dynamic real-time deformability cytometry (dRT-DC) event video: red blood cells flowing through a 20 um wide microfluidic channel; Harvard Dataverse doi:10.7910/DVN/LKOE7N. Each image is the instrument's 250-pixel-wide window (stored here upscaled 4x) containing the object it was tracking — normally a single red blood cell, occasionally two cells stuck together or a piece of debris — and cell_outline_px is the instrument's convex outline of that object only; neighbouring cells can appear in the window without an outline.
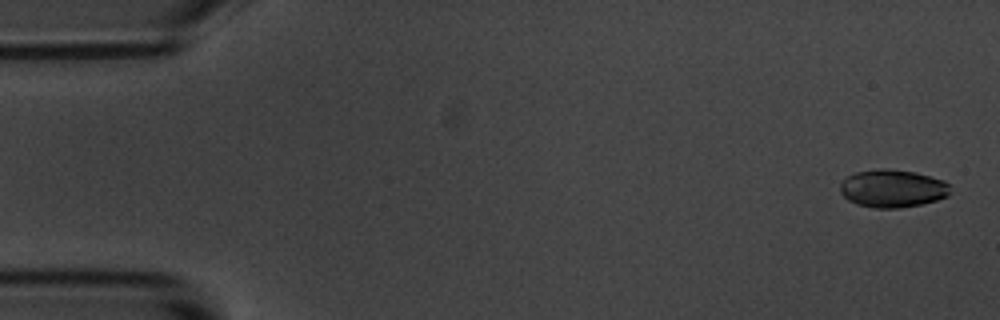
{"species": "common noctule bat (a hibernating species)", "species_latin": "Nyctalus noctula", "temperature_condition": "room temperature", "stored_images_in_passage": 3, "camera_frame_rate_fps": 3000, "um_per_image_px": 0.085, "animal": {"sex": "male", "body_mass_g": 20.1, "forearm_length_mm": 53.5}, "frame": {"image": 1, "passage_image": 1, "time_ms": 0.0, "image_size_px": [1000, 320], "cell_outline_px": [[948, 196], [936, 200], [920, 204], [900, 208], [876, 208], [856, 204], [848, 200], [840, 192], [840, 180], [856, 172], [880, 168], [884, 168], [912, 172], [944, 180], [948, 184]], "centroid_in_image_um": [75.81, 16.02], "position_along_channel_um": 9.2, "area_um2": 24.1}}